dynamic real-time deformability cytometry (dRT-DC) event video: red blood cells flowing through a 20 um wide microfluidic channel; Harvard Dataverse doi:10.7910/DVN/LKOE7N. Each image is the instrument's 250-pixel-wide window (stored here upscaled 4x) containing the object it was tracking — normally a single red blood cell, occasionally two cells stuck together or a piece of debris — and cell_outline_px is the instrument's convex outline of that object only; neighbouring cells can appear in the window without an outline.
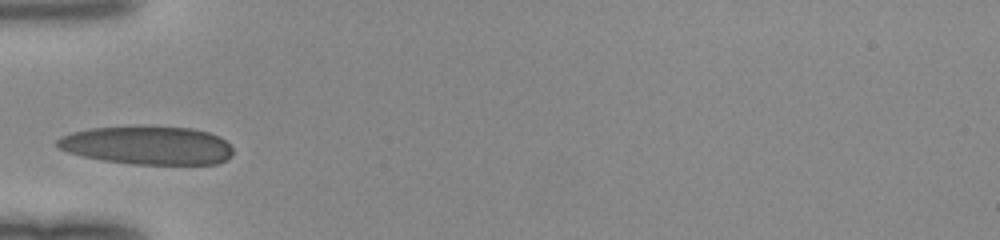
{"species": "human", "species_latin": "Homo sapiens", "temperature_condition": "room temperature", "stored_images_in_passage": 25, "camera_frame_rate_fps": 3000, "um_per_image_px": 0.085, "donor": {"sex": "female"}, "frame": {"image": 1, "passage_image": 1, "time_ms": 0.0, "image_size_px": [1000, 240], "cell_outline_px": [[232, 156], [228, 160], [216, 164], [132, 164], [104, 160], [84, 156], [68, 152], [60, 148], [56, 144], [56, 140], [60, 136], [72, 132], [92, 128], [192, 128], [208, 132], [220, 136], [232, 148]], "centroid_in_image_um": [12.57, 12.38], "position_along_channel_um": 72.4, "area_um2": 38.61}}
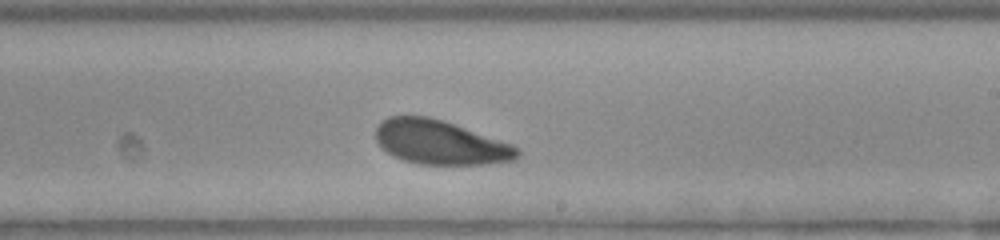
{"frame": {"image": 2, "passage_image": 14, "time_ms": 4.333, "image_size_px": [1000, 240], "cell_outline_px": [[520, 156], [512, 160], [488, 164], [420, 164], [404, 160], [388, 152], [376, 140], [376, 128], [388, 116], [428, 116], [512, 144], [520, 148]], "centroid_in_image_um": [37.44, 12.11], "position_along_channel_um": 251.6, "area_um2": 35.78}}
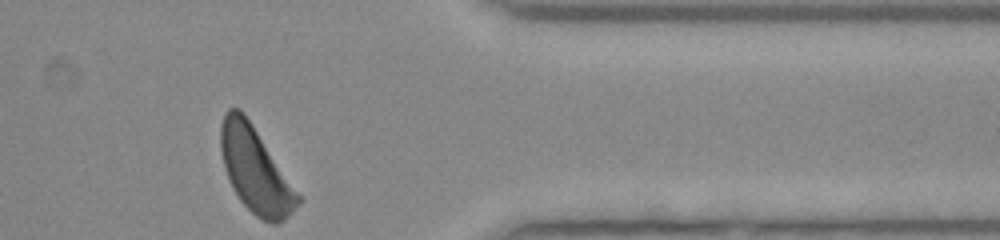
{"frame": {"image": 3, "passage_image": 25, "time_ms": 8.0, "image_size_px": [1000, 240], "cell_outline_px": [[304, 200], [280, 224], [272, 224], [256, 216], [240, 200], [232, 188], [224, 168], [220, 152], [220, 124], [224, 112], [228, 108], [240, 108], [244, 112]], "centroid_in_image_um": [21.7, 14.45], "position_along_channel_um": 389.7, "area_um2": 38.55}}